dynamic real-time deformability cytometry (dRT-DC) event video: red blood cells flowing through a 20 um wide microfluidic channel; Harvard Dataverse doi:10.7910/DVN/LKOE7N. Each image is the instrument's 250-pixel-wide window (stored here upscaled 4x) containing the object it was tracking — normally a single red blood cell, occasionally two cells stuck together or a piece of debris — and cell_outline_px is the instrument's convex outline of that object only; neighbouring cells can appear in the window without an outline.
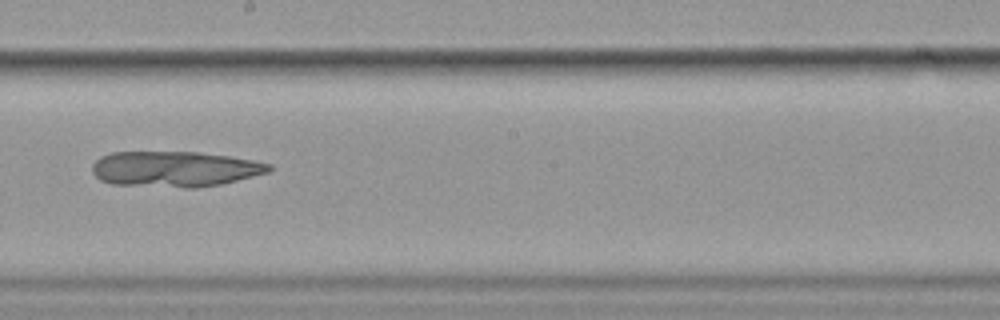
{"species": "common noctule bat (a hibernating species)", "species_latin": "Nyctalus noctula", "temperature_condition": "cold", "stored_images_in_passage": 10, "camera_frame_rate_fps": 3000, "um_per_image_px": 0.085, "animal": {"sex": "female", "body_mass_g": 19.9}, "frame": {"image": 1, "passage_image": 9, "time_ms": 10.0, "image_size_px": [1000, 320], "cell_outline_px": [[272, 168], [268, 172], [220, 184], [196, 188], [184, 188], [112, 184], [100, 180], [92, 172], [92, 164], [100, 156], [112, 152], [200, 152], [228, 156], [252, 160], [272, 164]], "centroid_in_image_um": [14.82, 14.37], "position_along_channel_um": 233.4, "area_um2": 36.7}}
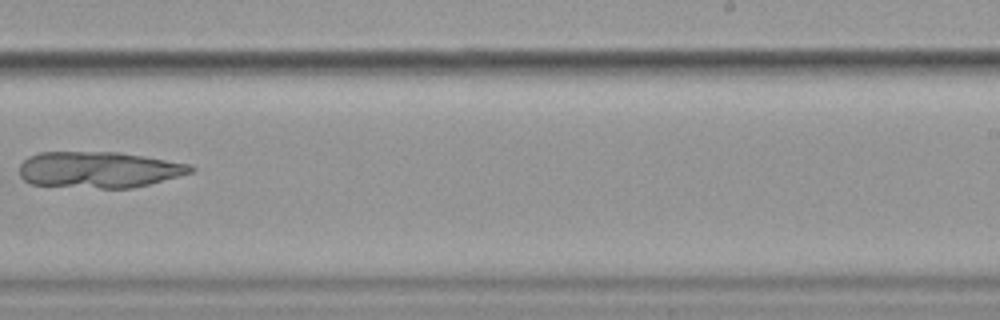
{"frame": {"image": 2, "passage_image": 10, "time_ms": 11.333, "image_size_px": [1000, 320], "cell_outline_px": [[196, 168], [192, 172], [148, 184], [132, 188], [100, 188], [32, 184], [24, 180], [20, 176], [20, 164], [28, 156], [40, 152], [120, 152], [188, 164]], "centroid_in_image_um": [8.37, 14.42], "position_along_channel_um": 280.6, "area_um2": 35.84}}